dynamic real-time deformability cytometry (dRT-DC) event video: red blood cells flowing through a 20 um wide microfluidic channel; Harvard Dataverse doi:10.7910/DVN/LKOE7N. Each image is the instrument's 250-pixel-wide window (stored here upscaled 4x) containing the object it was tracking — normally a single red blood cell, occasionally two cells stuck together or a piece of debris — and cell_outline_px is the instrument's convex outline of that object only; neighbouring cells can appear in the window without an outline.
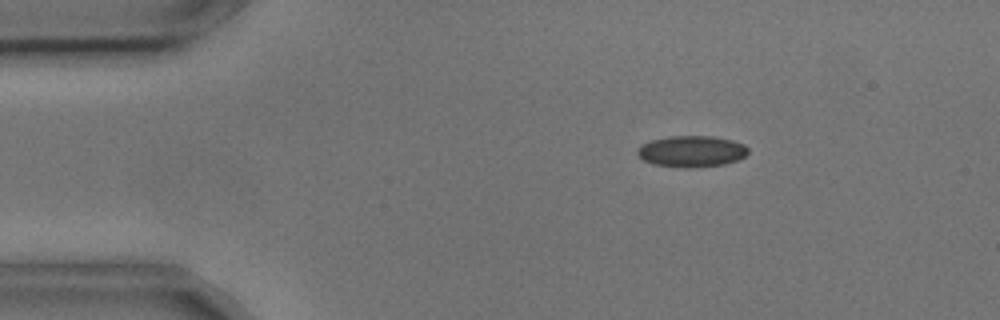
{"species": "common noctule bat (a hibernating species)", "species_latin": "Nyctalus noctula", "temperature_condition": "cold", "stored_images_in_passage": 54, "camera_frame_rate_fps": 3000, "um_per_image_px": 0.085, "animal": {"sex": "male", "body_mass_g": 17.9, "forearm_length_mm": 54.2}, "frame": {"image": 1, "passage_image": 8, "time_ms": 2.333, "image_size_px": [1000, 320], "cell_outline_px": [[748, 152], [744, 156], [736, 160], [724, 164], [692, 168], [680, 168], [652, 164], [644, 160], [636, 152], [636, 148], [652, 140], [672, 136], [712, 136], [732, 140], [744, 144], [748, 148]], "centroid_in_image_um": [58.78, 12.87], "position_along_channel_um": 26.2, "area_um2": 20.17}}
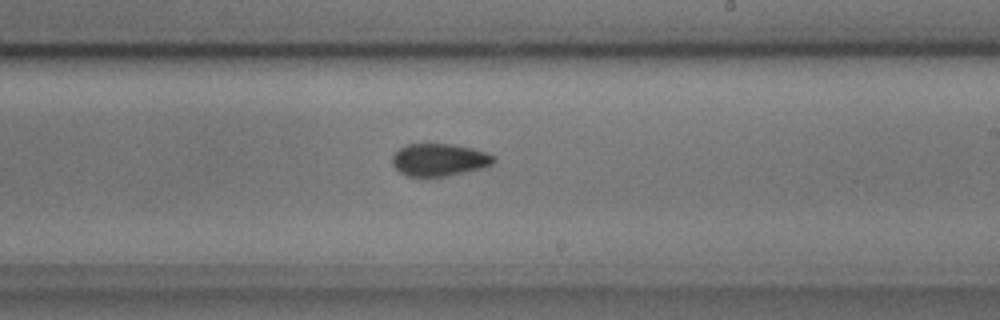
{"frame": {"image": 2, "passage_image": 31, "time_ms": 10.0, "image_size_px": [1000, 320], "cell_outline_px": [[496, 160], [492, 164], [484, 168], [448, 176], [408, 176], [400, 172], [392, 164], [392, 156], [400, 148], [408, 144], [452, 144], [472, 148], [488, 152], [496, 156]], "centroid_in_image_um": [37.39, 13.58], "position_along_channel_um": 251.6, "area_um2": 19.31}}
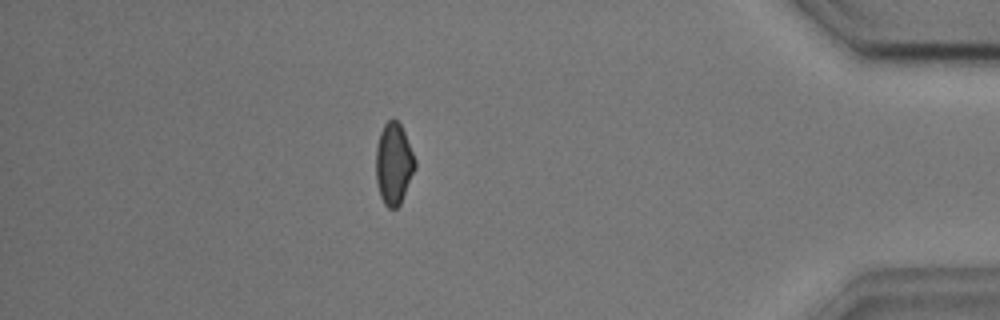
{"frame": {"image": 3, "passage_image": 47, "time_ms": 15.333, "image_size_px": [1000, 320], "cell_outline_px": [[416, 168], [400, 204], [396, 208], [388, 208], [384, 204], [380, 196], [376, 180], [376, 148], [380, 132], [384, 124], [388, 120], [396, 120], [400, 124], [404, 132], [416, 160]], "centroid_in_image_um": [33.46, 13.93], "position_along_channel_um": 401.7, "area_um2": 18.55}}